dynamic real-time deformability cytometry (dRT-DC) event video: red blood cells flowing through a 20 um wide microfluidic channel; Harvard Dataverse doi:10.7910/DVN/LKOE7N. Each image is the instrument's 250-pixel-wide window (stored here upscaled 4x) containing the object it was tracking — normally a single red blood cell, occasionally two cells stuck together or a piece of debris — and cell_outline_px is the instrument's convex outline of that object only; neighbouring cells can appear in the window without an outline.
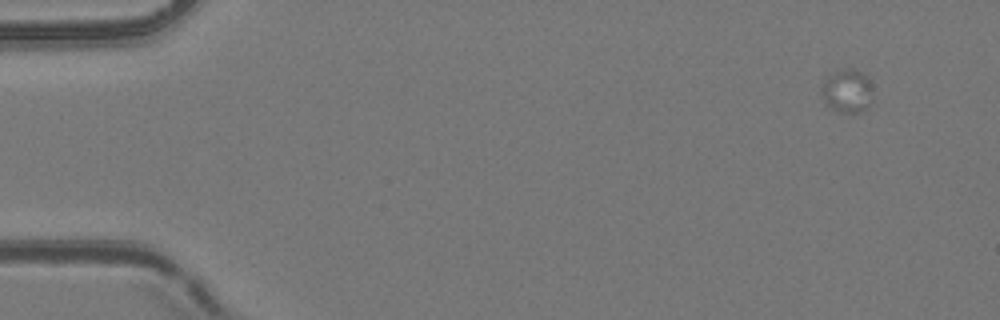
{"species": "common noctule bat (a hibernating species)", "species_latin": "Nyctalus noctula", "temperature_condition": "room temperature", "stored_images_in_passage": 6, "camera_frame_rate_fps": 3000, "um_per_image_px": 0.085, "animal": {"sex": "female", "body_mass_g": 24.6, "forearm_length_mm": 56.2}, "frame": {"image": 1, "passage_image": 1, "time_ms": 0.0, "image_size_px": [1000, 320], "cell_outline_px": [[872, 100], [868, 108], [856, 112], [840, 112], [824, 104], [820, 92], [820, 84], [824, 76], [848, 68], [852, 68], [868, 76]], "centroid_in_image_um": [71.94, 7.72], "position_along_channel_um": 13.1, "area_um2": 13.18}}
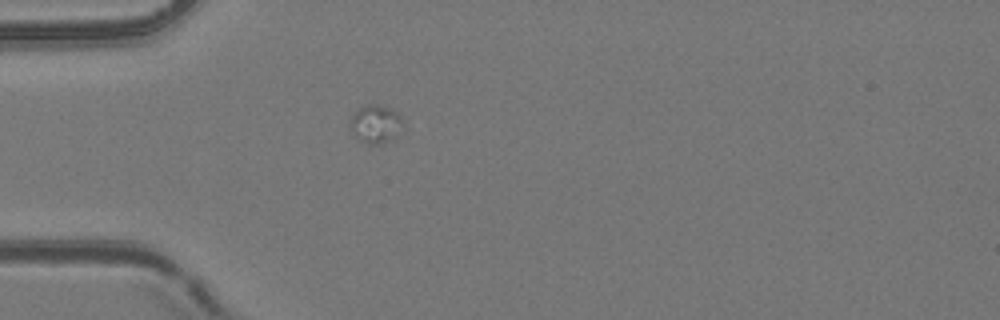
{"frame": {"image": 2, "passage_image": 5, "time_ms": 4.667, "image_size_px": [1000, 320], "cell_outline_px": [[400, 120], [396, 136], [392, 140], [380, 144], [368, 144], [360, 140], [356, 136], [352, 128], [352, 116], [360, 108], [368, 104], [376, 104], [392, 108], [400, 116]], "centroid_in_image_um": [31.93, 10.54], "position_along_channel_um": 53.1, "area_um2": 11.16}}